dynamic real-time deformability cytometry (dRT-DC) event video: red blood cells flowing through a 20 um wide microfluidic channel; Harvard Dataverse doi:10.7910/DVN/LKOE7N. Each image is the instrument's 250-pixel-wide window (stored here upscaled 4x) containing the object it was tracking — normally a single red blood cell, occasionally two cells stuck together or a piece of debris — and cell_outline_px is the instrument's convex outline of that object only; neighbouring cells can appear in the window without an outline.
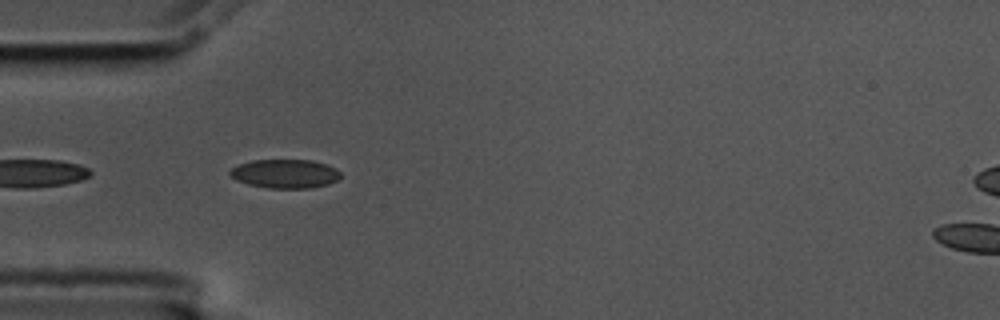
{"species": "common noctule bat (a hibernating species)", "species_latin": "Nyctalus noctula", "temperature_condition": "cold", "stored_images_in_passage": 4, "camera_frame_rate_fps": 3000, "um_per_image_px": 0.085, "animal": {"sex": "male", "body_mass_g": 17.5, "forearm_length_mm": 52.3}, "frame": {"image": 1, "passage_image": 2, "time_ms": 0.333, "image_size_px": [1000, 320], "cell_outline_px": [[340, 176], [336, 180], [328, 184], [312, 188], [268, 188], [248, 184], [236, 180], [228, 172], [232, 168], [240, 164], [252, 160], [312, 160], [328, 164], [336, 168], [340, 172]], "centroid_in_image_um": [24.25, 14.76], "position_along_channel_um": 60.8, "area_um2": 18.61}}